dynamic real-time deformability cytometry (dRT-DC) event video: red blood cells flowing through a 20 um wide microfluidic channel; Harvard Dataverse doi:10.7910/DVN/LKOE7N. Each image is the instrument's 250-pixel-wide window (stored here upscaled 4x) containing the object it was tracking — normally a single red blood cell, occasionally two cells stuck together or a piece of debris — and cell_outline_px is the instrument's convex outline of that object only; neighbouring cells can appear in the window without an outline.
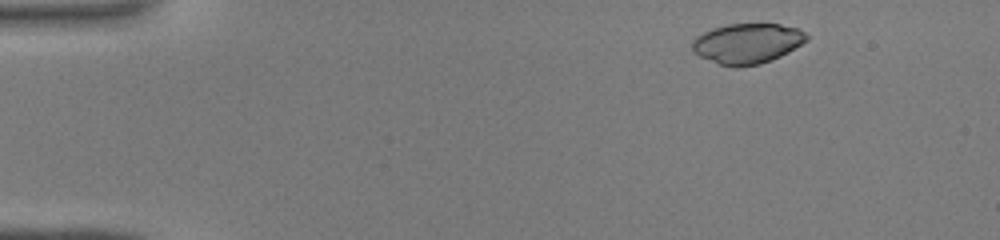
{"species": "common noctule bat (a hibernating species)", "species_latin": "Nyctalus noctula", "temperature_condition": "warm", "stored_images_in_passage": 42, "camera_frame_rate_fps": 3000, "um_per_image_px": 0.085, "animal": {"sex": "male", "body_mass_g": 19.0, "forearm_length_mm": 50.8}, "frame": {"image": 1, "passage_image": 3, "time_ms": 0.667, "image_size_px": [1000, 240], "cell_outline_px": [[808, 40], [788, 52], [772, 60], [760, 64], [736, 68], [720, 64], [700, 56], [692, 52], [692, 40], [696, 36], [712, 28], [728, 24], [780, 24], [796, 28], [804, 32], [808, 36]], "centroid_in_image_um": [63.5, 3.7], "position_along_channel_um": 21.5, "area_um2": 26.82}}
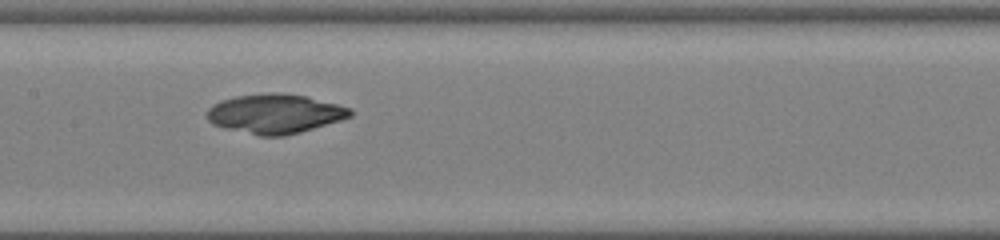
{"frame": {"image": 2, "passage_image": 20, "time_ms": 6.333, "image_size_px": [1000, 240], "cell_outline_px": [[352, 116], [340, 120], [300, 132], [284, 136], [260, 136], [224, 128], [212, 124], [208, 120], [208, 108], [212, 104], [220, 100], [236, 96], [268, 92], [276, 92], [308, 96], [352, 108]], "centroid_in_image_um": [23.36, 9.66], "position_along_channel_um": 184.0, "area_um2": 33.0}}
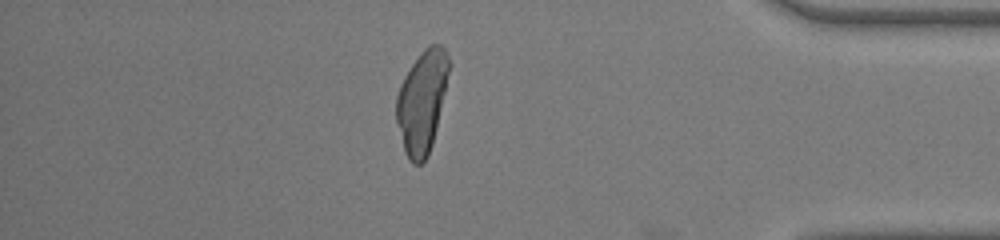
{"frame": {"image": 3, "passage_image": 36, "time_ms": 11.667, "image_size_px": [1000, 240], "cell_outline_px": [[452, 64], [432, 144], [428, 156], [420, 164], [412, 164], [408, 160], [404, 152], [396, 120], [396, 96], [400, 84], [404, 76], [412, 64], [424, 48], [428, 44], [440, 44], [448, 52]], "centroid_in_image_um": [35.88, 8.6], "position_along_channel_um": 399.3, "area_um2": 31.73}}